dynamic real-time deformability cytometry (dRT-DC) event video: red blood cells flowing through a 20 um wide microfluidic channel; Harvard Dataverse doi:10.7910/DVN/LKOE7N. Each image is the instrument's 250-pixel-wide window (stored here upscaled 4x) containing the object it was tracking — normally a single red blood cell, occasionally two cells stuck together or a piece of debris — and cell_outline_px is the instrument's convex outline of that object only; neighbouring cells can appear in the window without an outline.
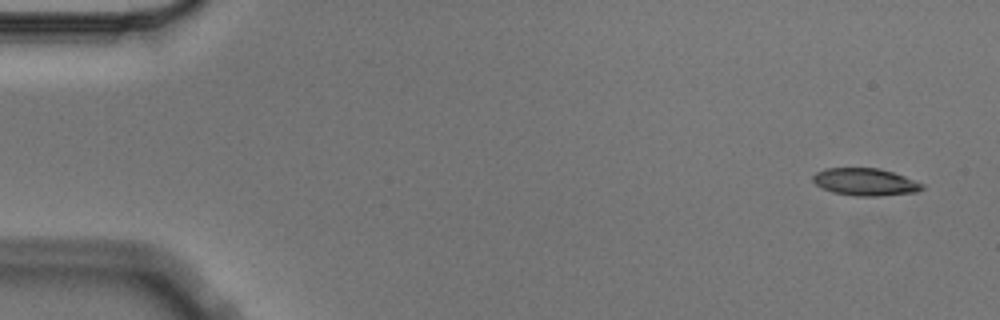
{"species": "Egyptian fruit bat (a non-hibernating species)", "species_latin": "Rousettus aegyptiacus", "temperature_condition": "cold", "stored_images_in_passage": 6, "segment_of_instrument_passage": [2, 2], "camera_frame_rate_fps": 3000, "um_per_image_px": 0.085, "animal": {"sex": "male"}, "frame": {"image": 1, "passage_image": 6, "time_ms": 1.667, "image_size_px": [1000, 320], "cell_outline_px": [[924, 188], [916, 192], [880, 196], [856, 196], [832, 192], [816, 184], [812, 180], [812, 176], [816, 172], [824, 168], [880, 168], [904, 176], [924, 184]], "centroid_in_image_um": [73.54, 15.46], "position_along_channel_um": 11.5, "area_um2": 17.4}}